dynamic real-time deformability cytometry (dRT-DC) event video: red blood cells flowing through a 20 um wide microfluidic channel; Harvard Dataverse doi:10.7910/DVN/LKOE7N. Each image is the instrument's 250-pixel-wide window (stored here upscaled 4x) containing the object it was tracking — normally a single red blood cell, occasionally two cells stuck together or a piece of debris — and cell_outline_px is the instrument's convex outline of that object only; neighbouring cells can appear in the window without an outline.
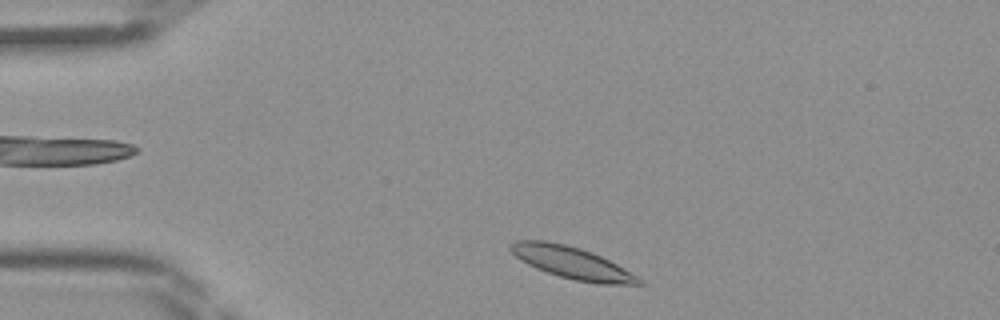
{"species": "Egyptian fruit bat (a non-hibernating species)", "species_latin": "Rousettus aegyptiacus", "temperature_condition": "room temperature", "stored_images_in_passage": 37, "camera_frame_rate_fps": 3000, "um_per_image_px": 0.085, "frame": {"image": 1, "passage_image": 1, "time_ms": 0.0, "image_size_px": [1000, 320], "cell_outline_px": [[644, 284], [600, 284], [576, 280], [560, 276], [536, 268], [528, 264], [516, 256], [508, 248], [508, 244], [516, 240], [544, 240], [564, 244], [580, 248], [592, 252], [640, 276], [644, 280]], "centroid_in_image_um": [48.64, 22.33], "position_along_channel_um": 36.4, "area_um2": 23.76}}
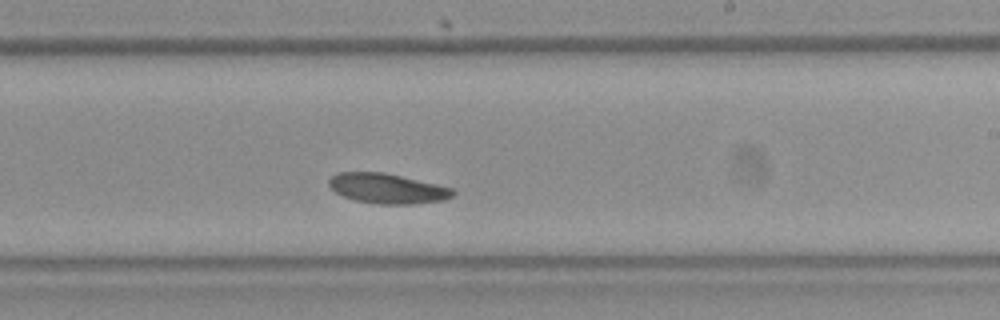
{"frame": {"image": 2, "passage_image": 19, "time_ms": 6.0, "image_size_px": [1000, 320], "cell_outline_px": [[456, 192], [452, 196], [444, 200], [412, 204], [380, 204], [356, 200], [344, 196], [336, 192], [328, 184], [328, 180], [336, 172], [384, 172], [436, 184], [452, 188]], "centroid_in_image_um": [32.92, 16.01], "position_along_channel_um": 256.1, "area_um2": 21.5}}
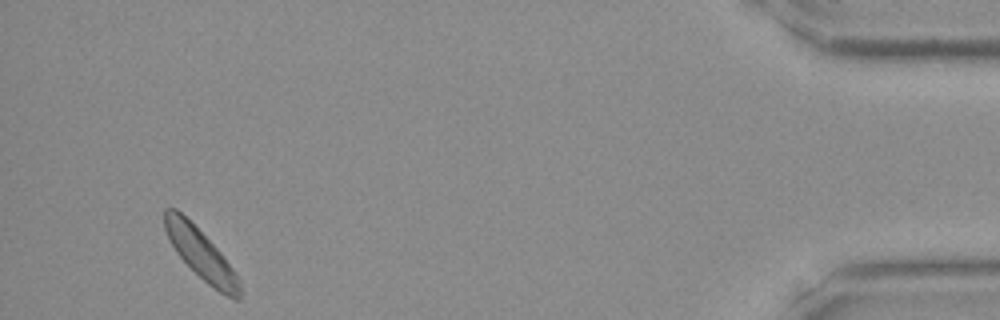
{"frame": {"image": 3, "passage_image": 35, "time_ms": 11.333, "image_size_px": [1000, 320], "cell_outline_px": [[244, 292], [240, 300], [236, 300], [220, 292], [208, 284], [176, 252], [164, 228], [164, 208], [176, 208], [220, 252], [236, 272], [240, 280]], "centroid_in_image_um": [17.14, 21.65], "position_along_channel_um": 418.1, "area_um2": 21.5}}